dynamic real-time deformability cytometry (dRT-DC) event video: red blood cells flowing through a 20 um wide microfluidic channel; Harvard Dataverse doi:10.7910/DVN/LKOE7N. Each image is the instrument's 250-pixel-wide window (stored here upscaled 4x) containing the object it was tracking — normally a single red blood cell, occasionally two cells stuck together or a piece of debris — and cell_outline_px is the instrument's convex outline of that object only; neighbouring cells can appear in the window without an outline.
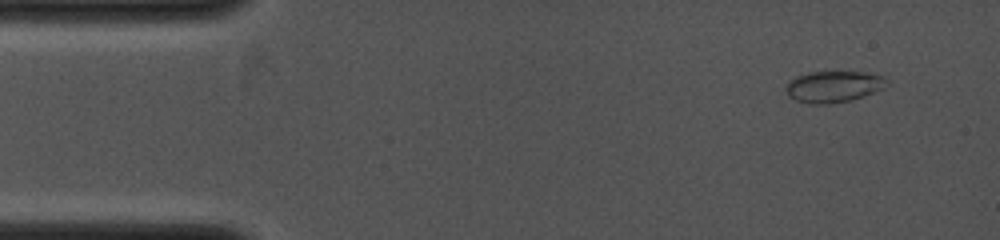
{"species": "common noctule bat (a hibernating species)", "species_latin": "Nyctalus noctula", "temperature_condition": "cold", "stored_images_in_passage": 14, "camera_frame_rate_fps": 4000, "um_per_image_px": 0.085, "animal": {"sex": "female", "body_mass_g": 19.0, "forearm_length_mm": 53.3}, "frame": {"image": 1, "passage_image": 1, "time_ms": 0.0, "image_size_px": [1000, 240], "cell_outline_px": [[888, 84], [884, 88], [864, 96], [852, 100], [828, 104], [808, 104], [796, 100], [788, 96], [784, 88], [788, 80], [796, 76], [808, 72], [868, 72], [880, 76], [888, 80]], "centroid_in_image_um": [70.81, 7.36], "position_along_channel_um": 14.2, "area_um2": 18.67}}
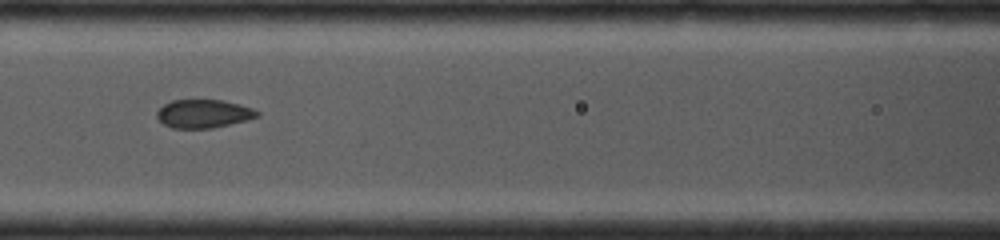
{"frame": {"image": 2, "passage_image": 7, "time_ms": 4.5, "image_size_px": [1000, 240], "cell_outline_px": [[260, 116], [212, 128], [172, 128], [164, 124], [156, 116], [156, 112], [164, 104], [172, 100], [220, 100], [240, 104], [252, 108], [260, 112]], "centroid_in_image_um": [17.29, 9.66], "position_along_channel_um": 149.3, "area_um2": 16.42}}
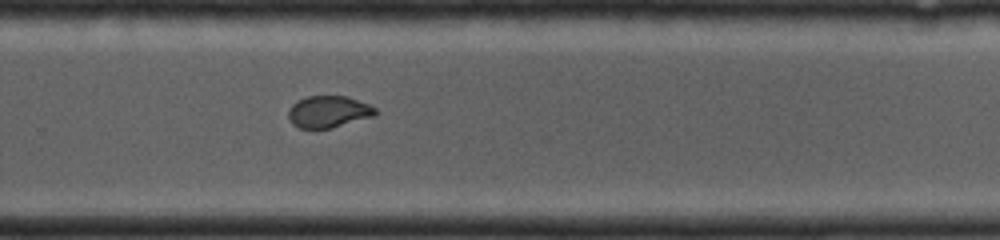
{"frame": {"image": 3, "passage_image": 14, "time_ms": 7.5, "image_size_px": [1000, 240], "cell_outline_px": [[380, 112], [376, 116], [332, 128], [300, 128], [292, 124], [288, 116], [288, 112], [292, 104], [308, 96], [348, 96], [368, 104], [376, 108]], "centroid_in_image_um": [27.98, 9.5], "position_along_channel_um": 301.8, "area_um2": 16.24}}